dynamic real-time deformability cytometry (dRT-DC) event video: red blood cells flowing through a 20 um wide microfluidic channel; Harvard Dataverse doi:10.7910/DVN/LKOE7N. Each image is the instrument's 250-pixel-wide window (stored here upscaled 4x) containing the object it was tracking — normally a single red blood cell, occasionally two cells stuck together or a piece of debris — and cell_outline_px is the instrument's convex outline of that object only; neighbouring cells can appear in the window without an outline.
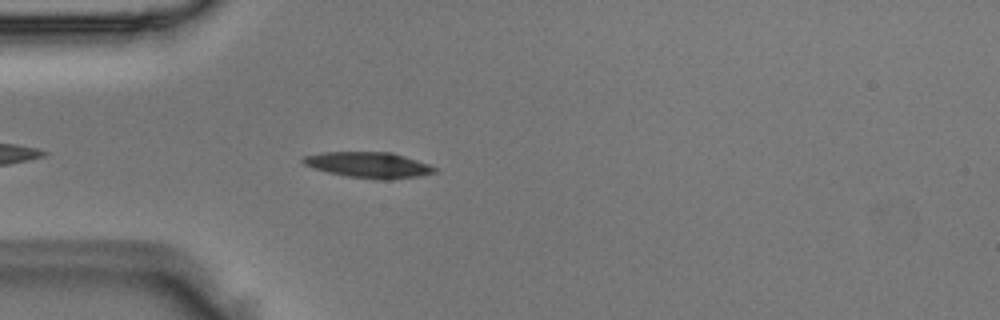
{"species": "Egyptian fruit bat (a non-hibernating species)", "species_latin": "Rousettus aegyptiacus", "temperature_condition": "room temperature", "stored_images_in_passage": 4, "camera_frame_rate_fps": 3000, "um_per_image_px": 0.085, "animal": {"sex": "male"}, "frame": {"image": 1, "passage_image": 4, "time_ms": 1.0, "image_size_px": [1000, 320], "cell_outline_px": [[436, 172], [420, 176], [392, 180], [380, 180], [348, 176], [328, 172], [304, 164], [300, 160], [304, 156], [320, 152], [392, 152], [428, 164], [436, 168]], "centroid_in_image_um": [31.35, 14.02], "position_along_channel_um": 53.7, "area_um2": 19.71}}